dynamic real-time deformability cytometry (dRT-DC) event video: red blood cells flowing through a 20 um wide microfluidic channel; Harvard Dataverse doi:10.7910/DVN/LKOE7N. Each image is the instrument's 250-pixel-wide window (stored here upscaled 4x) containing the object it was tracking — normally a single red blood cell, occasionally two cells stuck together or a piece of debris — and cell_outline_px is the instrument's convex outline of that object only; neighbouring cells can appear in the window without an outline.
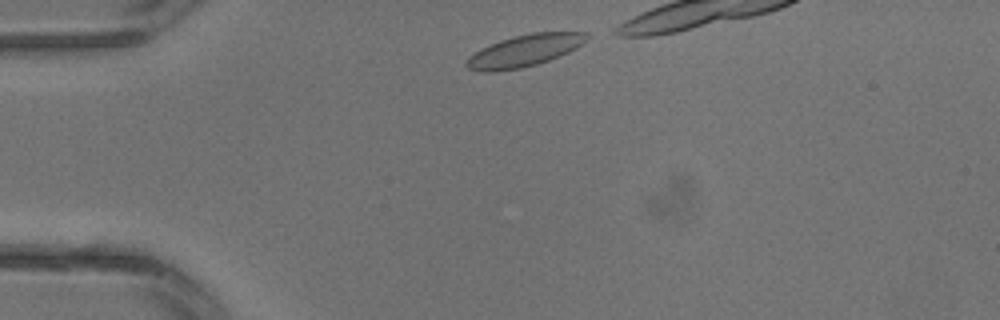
{"species": "common noctule bat (a hibernating species)", "species_latin": "Nyctalus noctula", "temperature_condition": "warm", "stored_images_in_passage": 2, "camera_frame_rate_fps": 3000, "um_per_image_px": 0.085, "animal": {"sex": "male", "body_mass_g": 13.3}, "frame": {"image": 1, "passage_image": 1, "time_ms": 0.0, "image_size_px": [1000, 320], "cell_outline_px": [[588, 40], [576, 48], [560, 56], [536, 64], [520, 68], [496, 72], [480, 72], [468, 68], [464, 64], [464, 60], [468, 56], [480, 48], [500, 40], [532, 32], [584, 32], [588, 36]], "centroid_in_image_um": [44.52, 4.32], "position_along_channel_um": 40.5, "area_um2": 22.43}}